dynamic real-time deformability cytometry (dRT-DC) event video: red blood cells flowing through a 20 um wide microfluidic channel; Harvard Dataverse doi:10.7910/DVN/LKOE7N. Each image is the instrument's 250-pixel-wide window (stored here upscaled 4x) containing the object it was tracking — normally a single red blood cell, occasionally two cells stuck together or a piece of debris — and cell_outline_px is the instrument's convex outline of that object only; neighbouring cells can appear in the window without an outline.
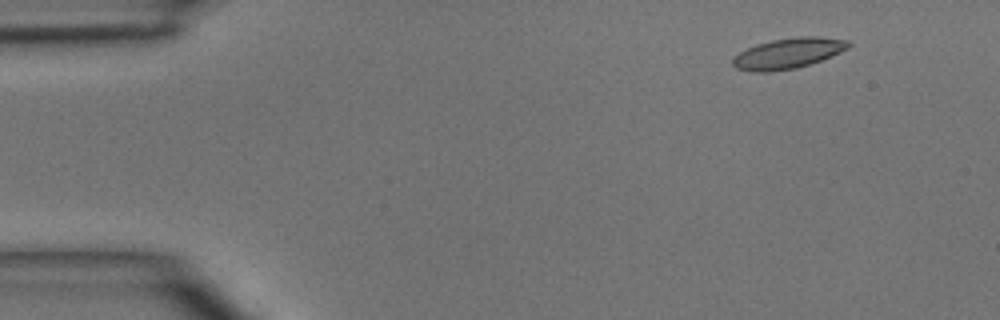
{"species": "common noctule bat (a hibernating species)", "species_latin": "Nyctalus noctula", "temperature_condition": "room temperature", "stored_images_in_passage": 4, "camera_frame_rate_fps": 3000, "um_per_image_px": 0.085, "animal": {"sex": "male", "body_mass_g": 15.6}, "frame": {"image": 1, "passage_image": 2, "time_ms": 1.333, "image_size_px": [1000, 320], "cell_outline_px": [[852, 44], [848, 48], [832, 56], [796, 68], [768, 72], [752, 72], [736, 68], [732, 64], [732, 60], [740, 52], [756, 44], [772, 40], [800, 36], [820, 36], [848, 40]], "centroid_in_image_um": [67.01, 4.53], "position_along_channel_um": 18.0, "area_um2": 20.52}}
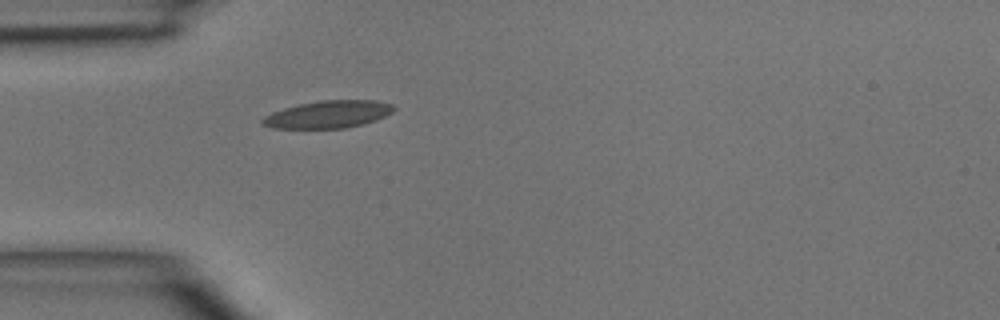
{"frame": {"image": 2, "passage_image": 4, "time_ms": 4.333, "image_size_px": [1000, 320], "cell_outline_px": [[396, 108], [392, 112], [376, 120], [344, 128], [272, 128], [260, 124], [260, 120], [264, 116], [272, 112], [284, 108], [300, 104], [320, 100], [376, 100], [392, 104]], "centroid_in_image_um": [27.87, 9.71], "position_along_channel_um": 57.1, "area_um2": 20.92}}